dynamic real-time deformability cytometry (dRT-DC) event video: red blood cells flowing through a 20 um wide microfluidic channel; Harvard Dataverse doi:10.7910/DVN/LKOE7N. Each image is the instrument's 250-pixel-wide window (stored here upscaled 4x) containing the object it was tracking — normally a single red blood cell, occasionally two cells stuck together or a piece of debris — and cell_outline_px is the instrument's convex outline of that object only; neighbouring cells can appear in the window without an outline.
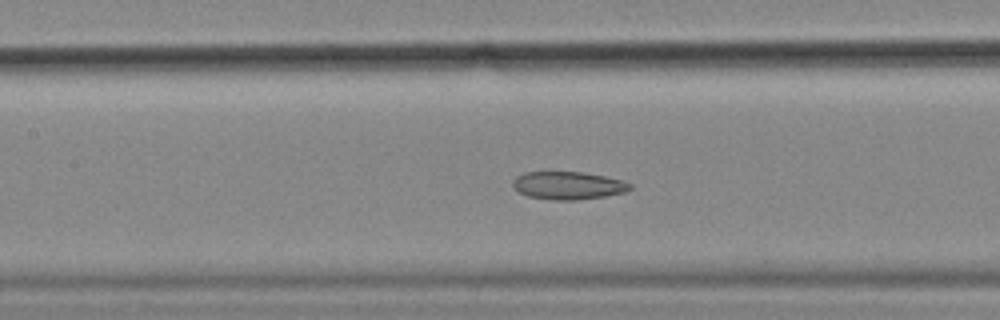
{"species": "common noctule bat (a hibernating species)", "species_latin": "Nyctalus noctula", "temperature_condition": "cold", "stored_images_in_passage": 55, "camera_frame_rate_fps": 3000, "um_per_image_px": 0.085, "animal": {"sex": "female", "body_mass_g": 18.4}, "frame": {"image": 1, "passage_image": 24, "time_ms": 7.667, "image_size_px": [1000, 320], "cell_outline_px": [[632, 188], [624, 192], [604, 196], [580, 200], [552, 200], [528, 196], [520, 192], [512, 184], [512, 180], [516, 176], [524, 172], [580, 172], [604, 176], [624, 180], [632, 184]], "centroid_in_image_um": [48.3, 15.76], "position_along_channel_um": 159.1, "area_um2": 19.02}, "authors_computed_cell_mechanics": {"area_um2": 21.4438, "velocity_mm_per_s": 3.5648, "shape_relaxation_time_tau1_ms": null, "shape_relaxation_time_tau2_ms": 2.3484, "deformation_change_tau1": null, "deformation_change_tau2": 0.0928}}